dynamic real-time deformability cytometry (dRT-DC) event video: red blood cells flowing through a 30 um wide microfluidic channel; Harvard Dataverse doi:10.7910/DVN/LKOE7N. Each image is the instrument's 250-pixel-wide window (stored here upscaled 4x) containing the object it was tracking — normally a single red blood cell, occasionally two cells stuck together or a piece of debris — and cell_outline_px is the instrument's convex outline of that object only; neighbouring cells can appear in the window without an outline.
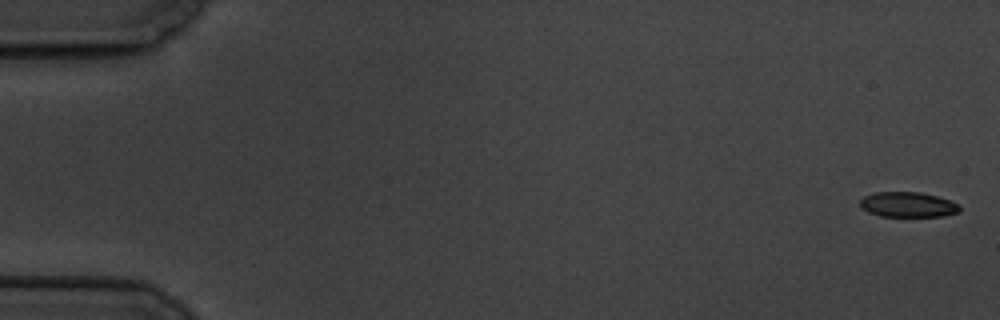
{"species": "common noctule bat (a hibernating species)", "species_latin": "Nyctalus noctula", "temperature_condition": "cold", "stored_images_in_passage": 6, "camera_frame_rate_fps": 3000, "um_per_image_px": 0.085, "animal": {"sex": "male", "body_mass_g": 19.5, "forearm_length_mm": 54.6}, "frame": {"image": 1, "passage_image": 1, "time_ms": 0.0, "image_size_px": [1000, 320], "cell_outline_px": [[960, 212], [944, 216], [880, 216], [868, 212], [860, 208], [860, 200], [864, 196], [876, 192], [920, 192], [936, 196], [948, 200], [956, 204], [960, 208]], "centroid_in_image_um": [77.13, 17.39], "position_along_channel_um": 7.9, "area_um2": 14.51}}
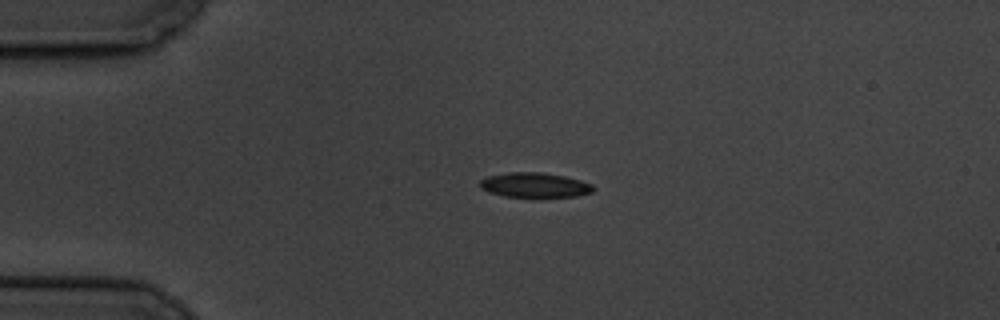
{"frame": {"image": 2, "passage_image": 5, "time_ms": 4.333, "image_size_px": [1000, 320], "cell_outline_px": [[596, 188], [592, 192], [576, 196], [504, 196], [488, 192], [480, 188], [480, 180], [488, 176], [508, 172], [540, 172], [564, 176], [580, 180], [592, 184]], "centroid_in_image_um": [45.44, 15.72], "position_along_channel_um": 39.6, "area_um2": 16.18}}